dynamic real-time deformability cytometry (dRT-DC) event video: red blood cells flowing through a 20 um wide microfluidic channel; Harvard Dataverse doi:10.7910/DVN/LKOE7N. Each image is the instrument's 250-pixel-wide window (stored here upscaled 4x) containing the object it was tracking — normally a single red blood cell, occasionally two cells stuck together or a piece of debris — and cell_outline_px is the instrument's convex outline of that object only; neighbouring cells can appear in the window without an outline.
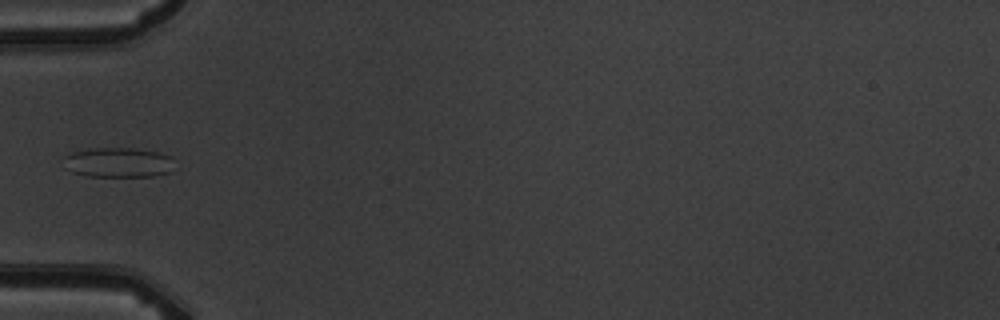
{"species": "common noctule bat (a hibernating species)", "species_latin": "Nyctalus noctula", "temperature_condition": "warm", "stored_images_in_passage": 4, "camera_frame_rate_fps": 3000, "um_per_image_px": 0.085, "animal": {"sex": "male", "body_mass_g": 19.5, "forearm_length_mm": 54.6}, "frame": {"image": 1, "passage_image": 3, "time_ms": 2.333, "image_size_px": [1000, 320], "cell_outline_px": [[172, 156], [168, 172], [152, 176], [88, 176], [72, 172], [64, 168], [64, 156], [72, 152], [92, 148], [132, 148], [160, 152]], "centroid_in_image_um": [9.98, 13.8], "position_along_channel_um": 75.0, "area_um2": 19.13}}
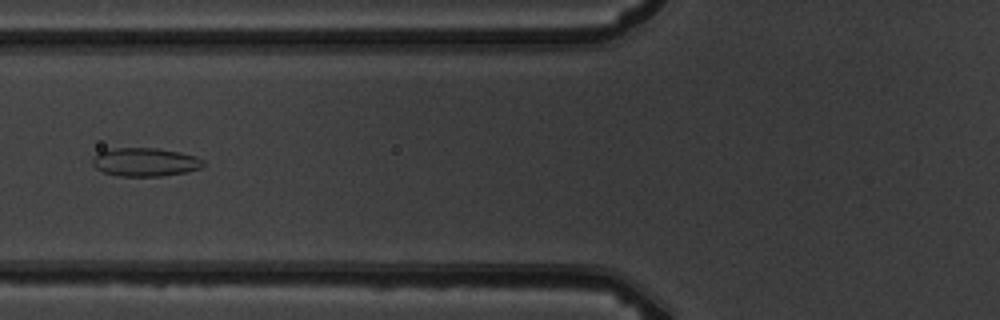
{"frame": {"image": 2, "passage_image": 4, "time_ms": 3.333, "image_size_px": [1000, 320], "cell_outline_px": [[204, 164], [200, 168], [184, 172], [160, 176], [116, 176], [104, 172], [96, 168], [92, 164], [92, 160], [100, 152], [112, 148], [156, 148], [180, 152], [196, 156], [204, 160]], "centroid_in_image_um": [12.34, 13.77], "position_along_channel_um": 113.5, "area_um2": 18.26}}